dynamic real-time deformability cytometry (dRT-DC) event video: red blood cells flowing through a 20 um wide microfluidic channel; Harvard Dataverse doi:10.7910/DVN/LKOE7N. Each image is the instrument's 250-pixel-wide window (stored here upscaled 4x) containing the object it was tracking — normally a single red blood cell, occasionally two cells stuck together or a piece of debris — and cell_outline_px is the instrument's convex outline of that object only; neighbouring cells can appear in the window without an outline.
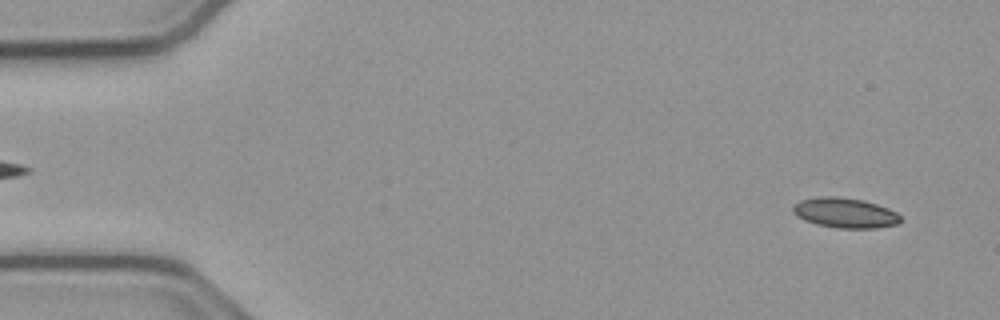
{"species": "common noctule bat (a hibernating species)", "species_latin": "Nyctalus noctula", "temperature_condition": "cold", "stored_images_in_passage": 53, "camera_frame_rate_fps": 3000, "um_per_image_px": 0.085, "animal": {"sex": "male", "body_mass_g": 23.1, "forearm_length_mm": 52.7}, "frame": {"image": 1, "passage_image": 3, "time_ms": 0.667, "image_size_px": [1000, 320], "cell_outline_px": [[900, 220], [896, 224], [876, 228], [836, 228], [816, 224], [804, 220], [796, 216], [792, 212], [792, 204], [800, 200], [820, 196], [836, 196], [864, 200], [888, 208], [896, 212], [900, 216]], "centroid_in_image_um": [71.77, 18.08], "position_along_channel_um": 13.2, "area_um2": 18.96}}
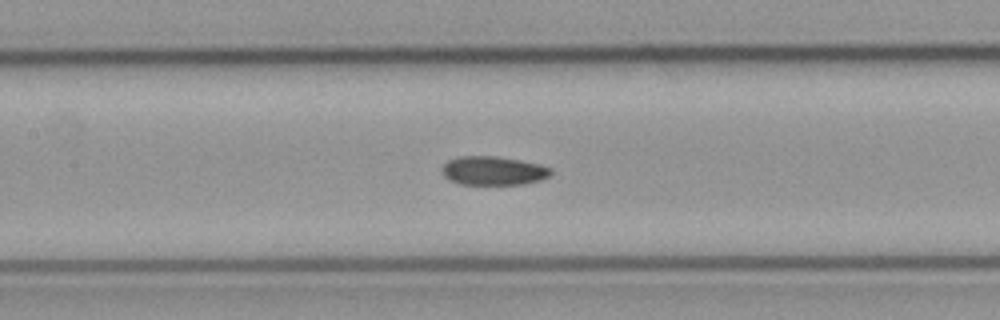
{"frame": {"image": 2, "passage_image": 24, "time_ms": 7.667, "image_size_px": [1000, 320], "cell_outline_px": [[552, 176], [540, 180], [524, 184], [460, 184], [448, 180], [440, 172], [440, 168], [448, 160], [456, 156], [496, 156], [520, 160], [540, 164], [552, 168]], "centroid_in_image_um": [41.92, 14.51], "position_along_channel_um": 165.5, "area_um2": 18.61}}
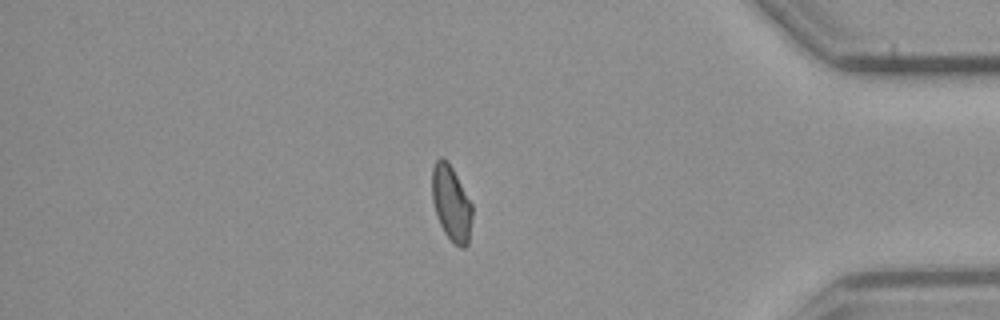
{"frame": {"image": 3, "passage_image": 45, "time_ms": 14.667, "image_size_px": [1000, 320], "cell_outline_px": [[472, 216], [468, 244], [464, 248], [460, 248], [444, 232], [436, 216], [432, 200], [432, 168], [436, 160], [440, 156], [448, 160], [472, 204]], "centroid_in_image_um": [38.35, 17.25], "position_along_channel_um": 396.9, "area_um2": 17.63}, "authors_computed_cell_mechanics": {"area_um2": 18.4382, "velocity_mm_per_s": 3.8171, "shape_relaxation_time_tau1_ms": null, "shape_relaxation_time_tau2_ms": 4.375, "deformation_change_tau1": null, "deformation_change_tau2": 0.0929}}